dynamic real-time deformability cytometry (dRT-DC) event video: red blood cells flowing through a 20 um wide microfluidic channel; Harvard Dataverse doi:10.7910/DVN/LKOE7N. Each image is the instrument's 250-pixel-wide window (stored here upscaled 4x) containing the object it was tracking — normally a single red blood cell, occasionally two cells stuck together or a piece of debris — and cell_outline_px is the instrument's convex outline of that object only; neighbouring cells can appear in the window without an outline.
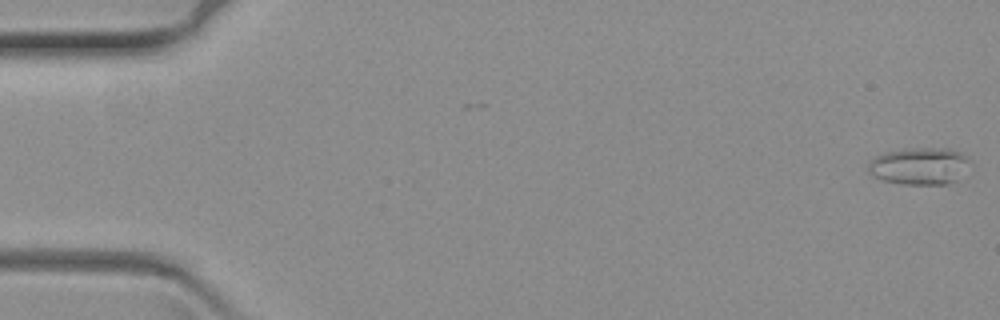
{"species": "common noctule bat (a hibernating species)", "species_latin": "Nyctalus noctula", "temperature_condition": "warm", "stored_images_in_passage": 2, "camera_frame_rate_fps": 3000, "um_per_image_px": 0.085, "animal": {"sex": "female", "body_mass_g": 19.3, "forearm_length_mm": 54.1}, "frame": {"image": 1, "passage_image": 2, "time_ms": 0.333, "image_size_px": [1000, 320], "cell_outline_px": [[972, 160], [956, 180], [944, 184], [904, 184], [884, 180], [872, 176], [868, 172], [868, 164], [876, 156], [884, 152], [912, 148], [948, 148], [960, 152], [968, 156]], "centroid_in_image_um": [78.15, 14.1], "position_along_channel_um": 6.8, "area_um2": 21.91}}